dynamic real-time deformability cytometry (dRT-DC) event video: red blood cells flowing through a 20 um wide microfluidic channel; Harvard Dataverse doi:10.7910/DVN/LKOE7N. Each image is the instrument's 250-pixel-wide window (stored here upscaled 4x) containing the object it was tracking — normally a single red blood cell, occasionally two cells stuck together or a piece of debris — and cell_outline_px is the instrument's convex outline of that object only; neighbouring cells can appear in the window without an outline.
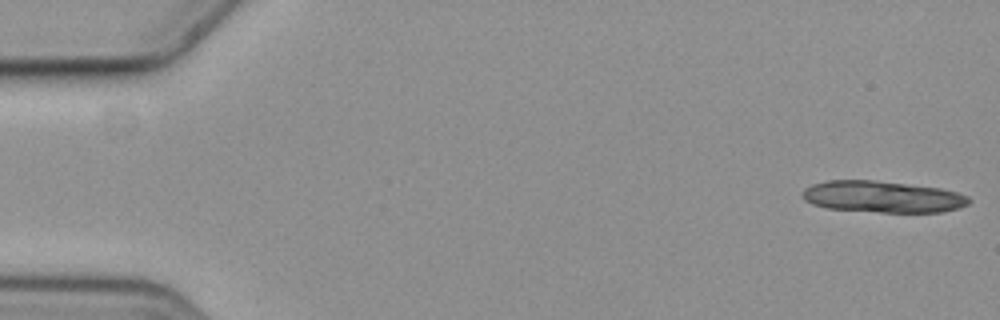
{"species": "common noctule bat (a hibernating species)", "species_latin": "Nyctalus noctula", "temperature_condition": "cold", "stored_images_in_passage": 14, "camera_frame_rate_fps": 3000, "um_per_image_px": 0.085, "animal": {"sex": "female", "body_mass_g": 19.3, "forearm_length_mm": 54.1}, "frame": {"image": 1, "passage_image": 1, "time_ms": 0.0, "image_size_px": [1000, 320], "cell_outline_px": [[972, 200], [968, 204], [956, 208], [940, 212], [880, 212], [828, 208], [812, 204], [804, 200], [804, 188], [812, 184], [828, 180], [876, 180], [940, 188], [956, 192], [968, 196]], "centroid_in_image_um": [75.02, 16.72], "position_along_channel_um": 10.0, "area_um2": 30.46}}